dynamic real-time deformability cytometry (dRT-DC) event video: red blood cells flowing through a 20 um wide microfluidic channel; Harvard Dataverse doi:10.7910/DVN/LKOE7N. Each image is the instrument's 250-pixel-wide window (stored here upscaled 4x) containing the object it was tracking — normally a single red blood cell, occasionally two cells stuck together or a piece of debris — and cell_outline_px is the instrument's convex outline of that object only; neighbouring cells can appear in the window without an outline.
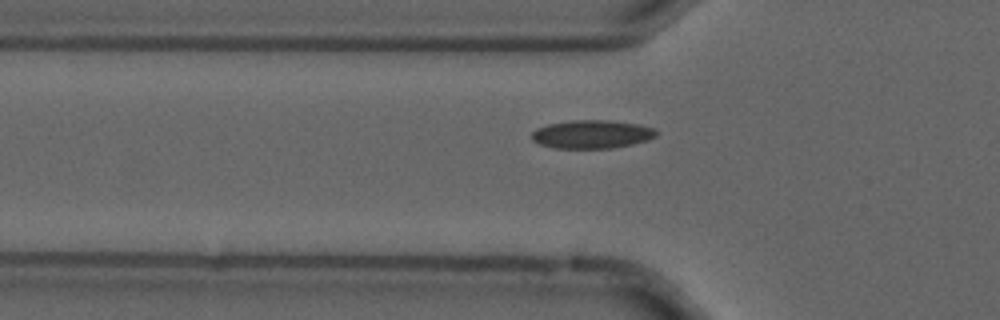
{"species": "common noctule bat (a hibernating species)", "species_latin": "Nyctalus noctula", "temperature_condition": "cold", "stored_images_in_passage": 56, "camera_frame_rate_fps": 3000, "um_per_image_px": 0.085, "animal": {"sex": "male", "forearm_length_mm": 52.5}, "frame": {"image": 1, "passage_image": 19, "time_ms": 6.0, "image_size_px": [1000, 320], "cell_outline_px": [[660, 132], [656, 136], [648, 140], [632, 144], [612, 148], [552, 148], [540, 144], [532, 140], [532, 132], [536, 128], [548, 124], [572, 120], [608, 120], [640, 124], [656, 128]], "centroid_in_image_um": [50.35, 11.4], "position_along_channel_um": 75.5, "area_um2": 20.81}}
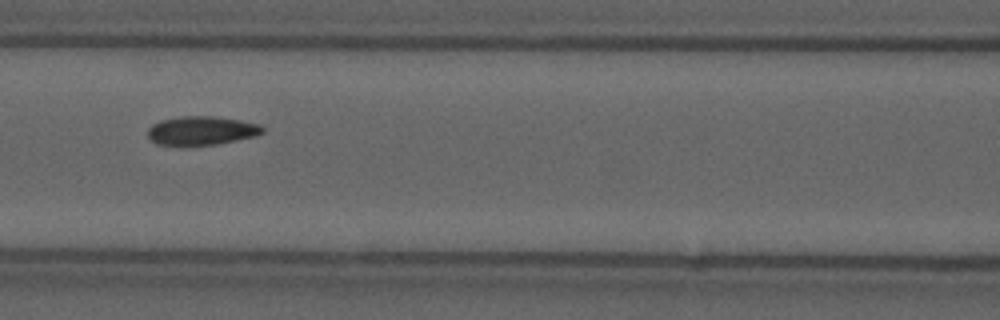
{"frame": {"image": 2, "passage_image": 25, "time_ms": 8.0, "image_size_px": [1000, 320], "cell_outline_px": [[264, 132], [256, 136], [216, 144], [156, 144], [148, 136], [148, 128], [152, 124], [160, 120], [184, 116], [212, 116], [240, 120], [260, 124], [264, 128]], "centroid_in_image_um": [17.15, 11.08], "position_along_channel_um": 149.4, "area_um2": 18.96}}
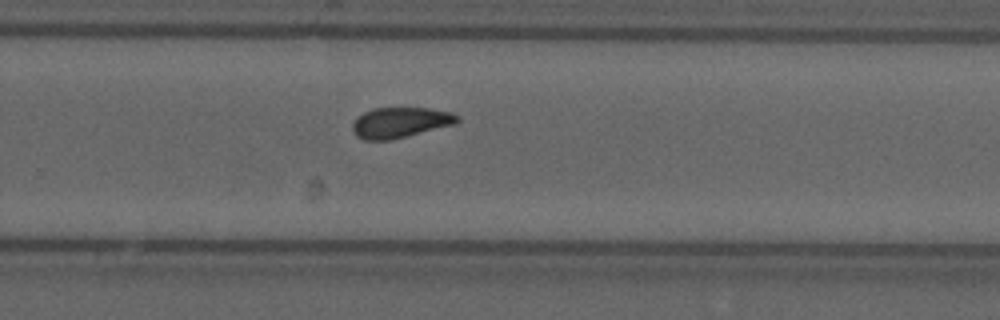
{"frame": {"image": 3, "passage_image": 37, "time_ms": 12.0, "image_size_px": [1000, 320], "cell_outline_px": [[460, 120], [456, 124], [392, 140], [364, 140], [356, 136], [352, 128], [352, 124], [364, 112], [376, 108], [428, 108], [448, 112], [460, 116]], "centroid_in_image_um": [34.04, 10.43], "position_along_channel_um": 295.8, "area_um2": 18.55}, "authors_computed_cell_mechanics": {"area_um2": 18.9295, "velocity_mm_per_s": 3.6767, "shape_relaxation_time_tau1_ms": 8.0331, "shape_relaxation_time_tau2_ms": 2.6957, "deformation_change_tau1": 0.1414, "deformation_change_tau2": 0.0772}}